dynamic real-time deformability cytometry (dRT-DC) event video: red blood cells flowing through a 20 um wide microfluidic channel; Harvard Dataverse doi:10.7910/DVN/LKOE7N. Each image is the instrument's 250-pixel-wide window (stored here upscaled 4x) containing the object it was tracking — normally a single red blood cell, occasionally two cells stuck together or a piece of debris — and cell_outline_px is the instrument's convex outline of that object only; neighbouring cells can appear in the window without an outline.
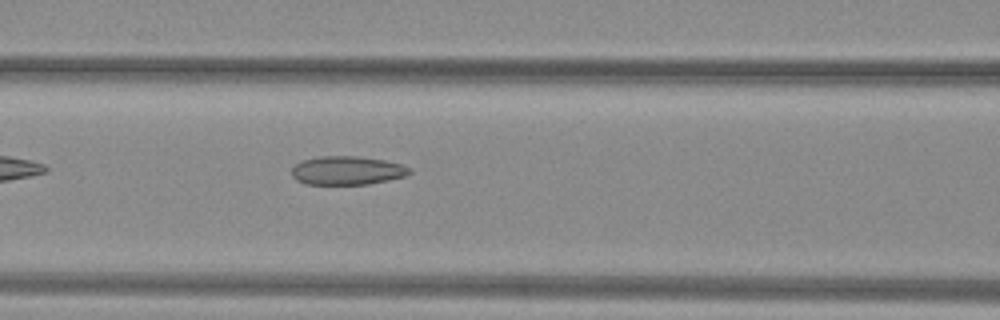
{"species": "common noctule bat (a hibernating species)", "species_latin": "Nyctalus noctula", "temperature_condition": "warm", "stored_images_in_passage": 28, "camera_frame_rate_fps": 3000, "um_per_image_px": 0.085, "animal": {"sex": "female", "body_mass_g": 29.2, "forearm_length_mm": 56.3}, "frame": {"image": 1, "passage_image": 6, "time_ms": 1.667, "image_size_px": [1000, 320], "cell_outline_px": [[412, 172], [404, 176], [388, 180], [368, 184], [304, 184], [296, 180], [292, 176], [292, 168], [296, 164], [304, 160], [320, 156], [356, 156], [384, 160], [400, 164], [408, 168]], "centroid_in_image_um": [29.47, 14.49], "position_along_channel_um": 137.1, "area_um2": 19.48}}
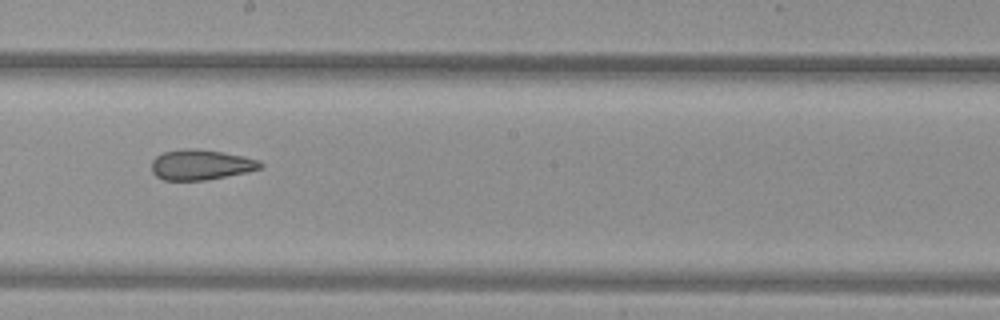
{"frame": {"image": 2, "passage_image": 13, "time_ms": 4.0, "image_size_px": [1000, 320], "cell_outline_px": [[264, 164], [260, 168], [248, 172], [204, 180], [164, 180], [156, 176], [152, 172], [152, 160], [156, 156], [164, 152], [184, 148], [196, 148], [244, 156], [260, 160]], "centroid_in_image_um": [17.07, 14.0], "position_along_channel_um": 231.1, "area_um2": 19.19}}
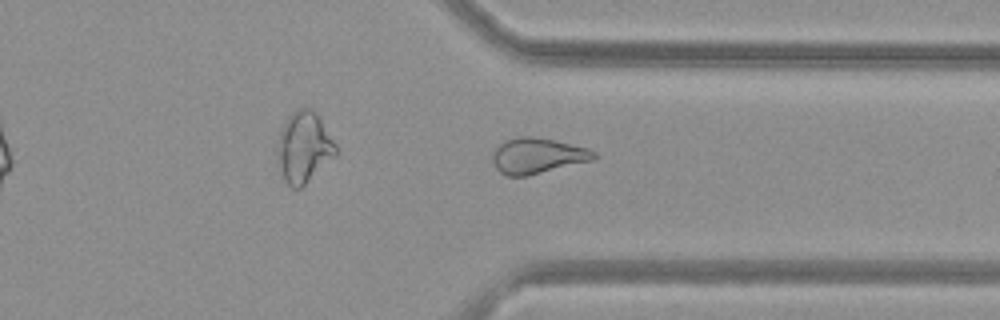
{"frame": {"image": 3, "passage_image": 23, "time_ms": 7.333, "image_size_px": [1000, 320], "cell_outline_px": [[596, 156], [592, 160], [528, 176], [508, 176], [500, 172], [496, 168], [492, 160], [492, 156], [496, 148], [504, 140], [520, 136], [532, 136], [556, 140], [588, 148], [596, 152]], "centroid_in_image_um": [45.68, 13.23], "position_along_channel_um": 365.7, "area_um2": 21.04}, "authors_computed_cell_mechanics": {"area_um2": 19.652, "velocity_mm_per_s": 4.0461, "shape_relaxation_time_tau1_ms": null, "shape_relaxation_time_tau2_ms": 2.613, "deformation_change_tau1": null, "deformation_change_tau2": 0.1029}}